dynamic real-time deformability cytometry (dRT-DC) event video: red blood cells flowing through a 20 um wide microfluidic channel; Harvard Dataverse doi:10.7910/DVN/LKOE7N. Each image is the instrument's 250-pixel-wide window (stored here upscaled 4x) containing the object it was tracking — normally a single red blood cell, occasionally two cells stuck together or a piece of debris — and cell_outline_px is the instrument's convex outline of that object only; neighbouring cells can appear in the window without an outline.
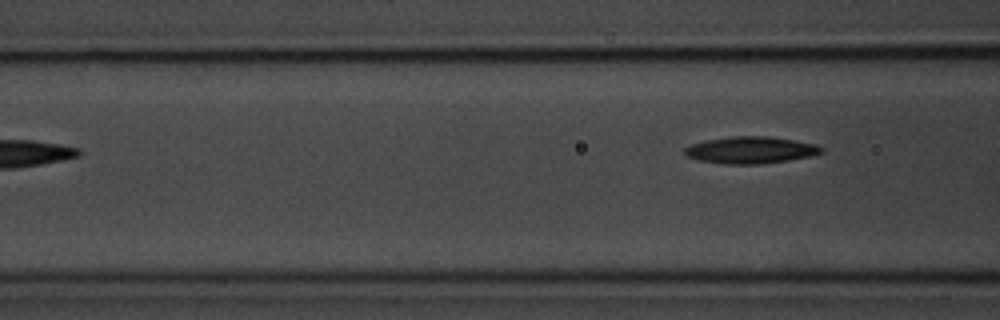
{"species": "common noctule bat (a hibernating species)", "species_latin": "Nyctalus noctula", "temperature_condition": "room temperature", "stored_images_in_passage": 5, "camera_frame_rate_fps": 3000, "um_per_image_px": 0.085, "animal": {"sex": "male", "body_mass_g": 20.1, "forearm_length_mm": 53.5}, "frame": {"image": 1, "passage_image": 5, "time_ms": 1.333, "image_size_px": [1000, 320], "cell_outline_px": [[824, 152], [808, 156], [788, 160], [760, 164], [724, 164], [696, 160], [688, 156], [684, 152], [684, 148], [692, 144], [704, 140], [732, 136], [768, 136], [816, 144], [824, 148]], "centroid_in_image_um": [63.78, 12.75], "position_along_channel_um": 102.8, "area_um2": 21.39}}